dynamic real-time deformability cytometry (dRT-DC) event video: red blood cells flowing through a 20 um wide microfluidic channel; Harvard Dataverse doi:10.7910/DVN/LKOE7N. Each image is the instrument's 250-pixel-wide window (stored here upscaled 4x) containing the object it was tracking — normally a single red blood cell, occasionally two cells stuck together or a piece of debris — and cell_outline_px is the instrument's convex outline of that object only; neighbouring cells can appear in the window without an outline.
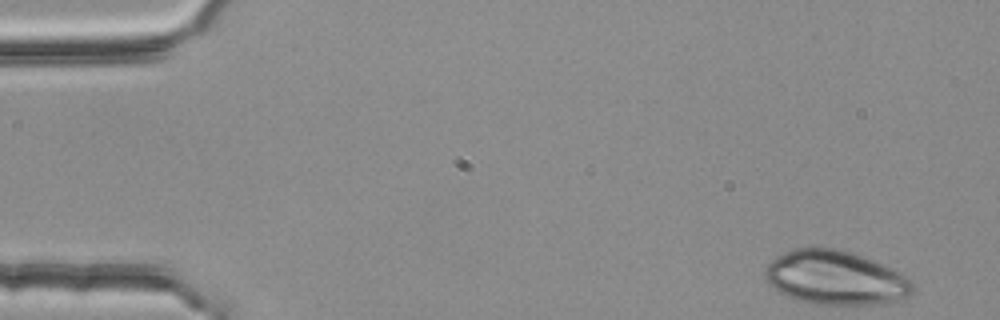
{"species": "common noctule bat (a hibernating species)", "species_latin": "Nyctalus noctula", "temperature_condition": "room temperature", "stored_images_in_passage": 47, "camera_frame_rate_fps": 3000, "um_per_image_px": 0.085, "animal": {"sex": "female", "body_mass_g": 25.1}, "frame": {"image": 1, "passage_image": 1, "time_ms": 0.0, "image_size_px": [1000, 320], "cell_outline_px": [[916, 288], [908, 296], [892, 300], [872, 304], [812, 304], [796, 300], [780, 292], [768, 284], [764, 276], [764, 268], [776, 256], [784, 252], [796, 248], [832, 248], [852, 252], [872, 260], [900, 272], [908, 276], [916, 284]], "centroid_in_image_um": [71.0, 23.6], "position_along_channel_um": 14.0, "area_um2": 46.41}}
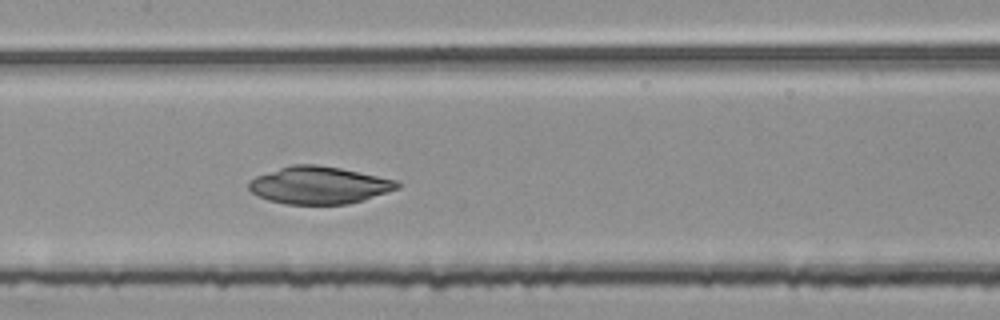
{"frame": {"image": 2, "passage_image": 24, "time_ms": 7.667, "image_size_px": [1000, 320], "cell_outline_px": [[400, 188], [364, 200], [348, 204], [284, 204], [268, 200], [252, 192], [248, 188], [248, 184], [256, 176], [292, 164], [316, 164], [340, 168], [396, 180], [400, 184]], "centroid_in_image_um": [27.13, 15.75], "position_along_channel_um": 180.3, "area_um2": 32.14}}
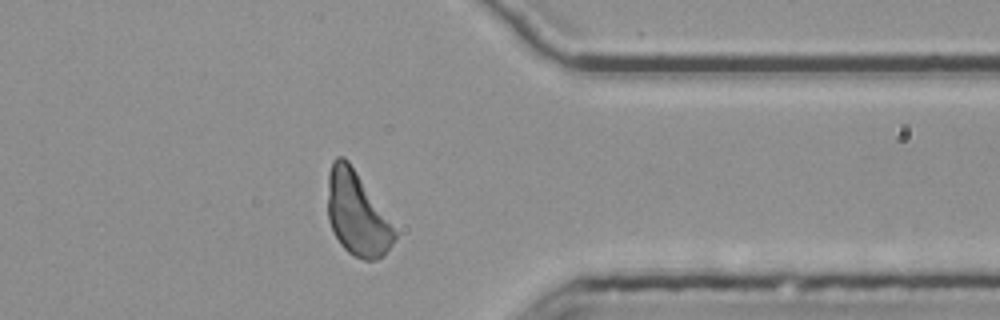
{"frame": {"image": 3, "passage_image": 41, "time_ms": 13.333, "image_size_px": [1000, 320], "cell_outline_px": [[396, 236], [392, 244], [384, 256], [376, 260], [364, 260], [348, 252], [340, 244], [328, 220], [328, 172], [332, 160], [336, 156], [344, 156], [348, 160], [396, 232]], "centroid_in_image_um": [30.3, 18.18], "position_along_channel_um": 381.1, "area_um2": 31.96}}